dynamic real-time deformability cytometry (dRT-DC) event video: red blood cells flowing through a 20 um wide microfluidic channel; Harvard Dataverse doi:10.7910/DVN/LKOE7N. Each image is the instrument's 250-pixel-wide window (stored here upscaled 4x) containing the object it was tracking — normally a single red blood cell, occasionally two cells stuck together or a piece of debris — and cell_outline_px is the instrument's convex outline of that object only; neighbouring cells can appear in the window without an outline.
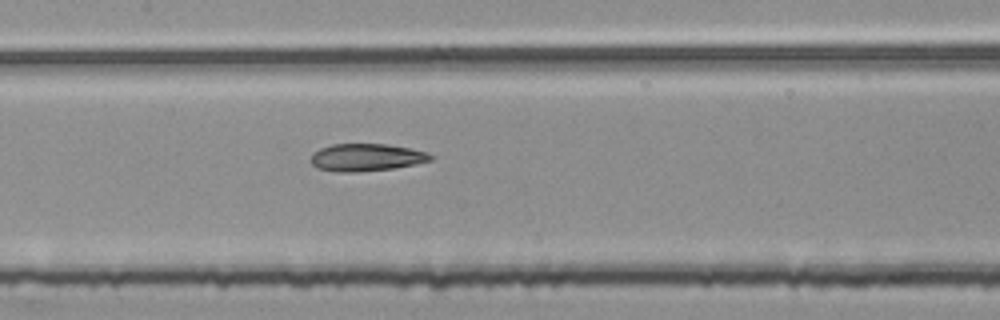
{"species": "common noctule bat (a hibernating species)", "species_latin": "Nyctalus noctula", "temperature_condition": "room temperature", "stored_images_in_passage": 55, "segment_of_instrument_passage": [2, 2], "camera_frame_rate_fps": 3000, "um_per_image_px": 0.085, "animal": {"sex": "female", "body_mass_g": 25.1}, "frame": {"image": 1, "passage_image": 26, "time_ms": 8.333, "image_size_px": [1000, 320], "cell_outline_px": [[432, 160], [416, 164], [392, 168], [356, 172], [336, 172], [316, 168], [312, 164], [312, 156], [320, 148], [332, 144], [388, 144], [428, 152], [432, 156]], "centroid_in_image_um": [31.14, 13.38], "position_along_channel_um": 176.3, "area_um2": 19.02}}
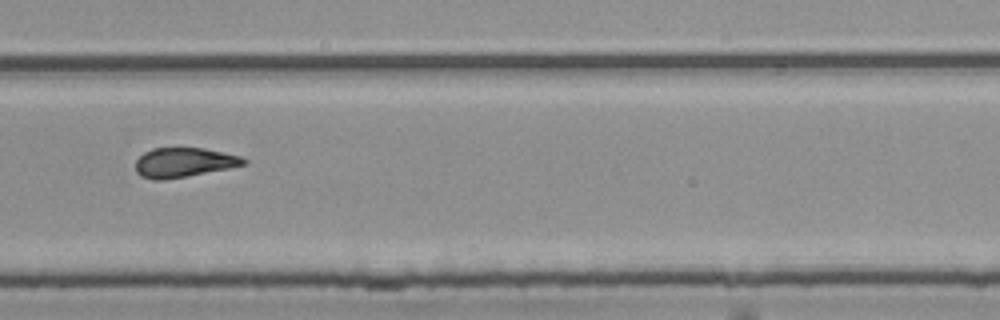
{"frame": {"image": 2, "passage_image": 37, "time_ms": 12.0, "image_size_px": [1000, 320], "cell_outline_px": [[248, 164], [228, 168], [164, 180], [152, 180], [140, 176], [136, 172], [136, 160], [144, 152], [152, 148], [204, 148], [240, 156], [248, 160]], "centroid_in_image_um": [15.61, 13.81], "position_along_channel_um": 314.2, "area_um2": 18.55}}
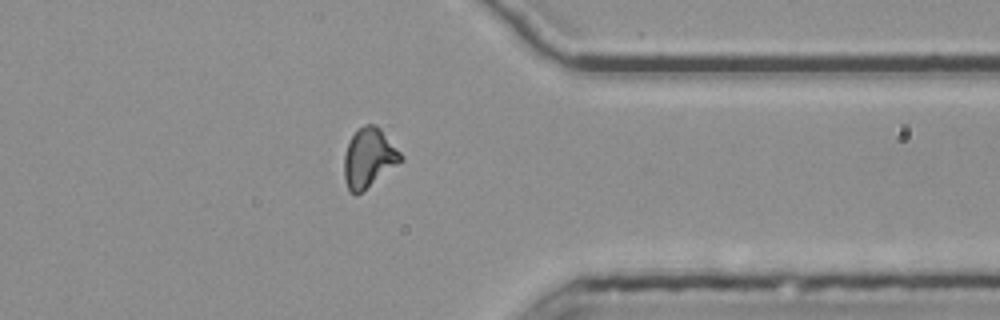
{"frame": {"image": 3, "passage_image": 43, "time_ms": 14.0, "image_size_px": [1000, 320], "cell_outline_px": [[404, 160], [356, 196], [348, 192], [344, 180], [344, 156], [348, 144], [352, 136], [364, 124], [376, 124], [380, 128], [404, 156]], "centroid_in_image_um": [31.35, 13.45], "position_along_channel_um": 380.0, "area_um2": 19.65}}